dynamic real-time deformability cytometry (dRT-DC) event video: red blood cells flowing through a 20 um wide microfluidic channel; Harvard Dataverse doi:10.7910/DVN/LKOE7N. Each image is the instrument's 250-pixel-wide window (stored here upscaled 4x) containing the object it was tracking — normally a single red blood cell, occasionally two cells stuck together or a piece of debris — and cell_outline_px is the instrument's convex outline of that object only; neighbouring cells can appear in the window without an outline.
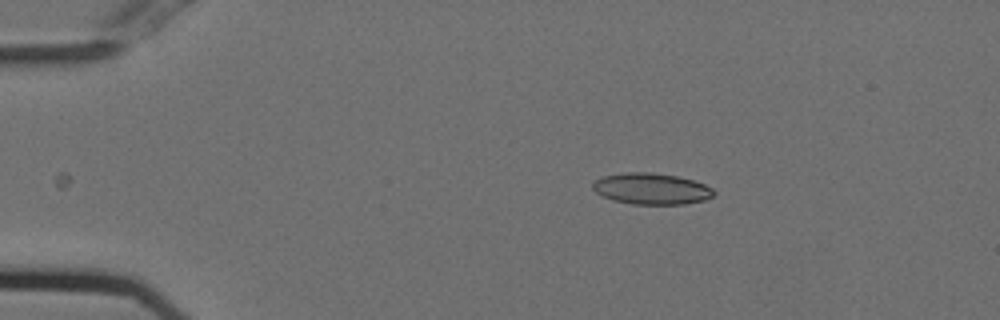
{"species": "Egyptian fruit bat (a non-hibernating species)", "species_latin": "Rousettus aegyptiacus", "temperature_condition": "cold", "stored_images_in_passage": 45, "camera_frame_rate_fps": 3000, "um_per_image_px": 0.085, "animal": {"sex": "female"}, "frame": {"image": 1, "passage_image": 1, "time_ms": 0.0, "image_size_px": [1000, 320], "cell_outline_px": [[716, 192], [712, 196], [704, 200], [684, 204], [632, 204], [612, 200], [596, 192], [592, 188], [592, 184], [596, 180], [604, 176], [624, 172], [652, 172], [676, 176], [692, 180], [704, 184], [712, 188]], "centroid_in_image_um": [55.37, 16.04], "position_along_channel_um": 29.6, "area_um2": 21.96}}
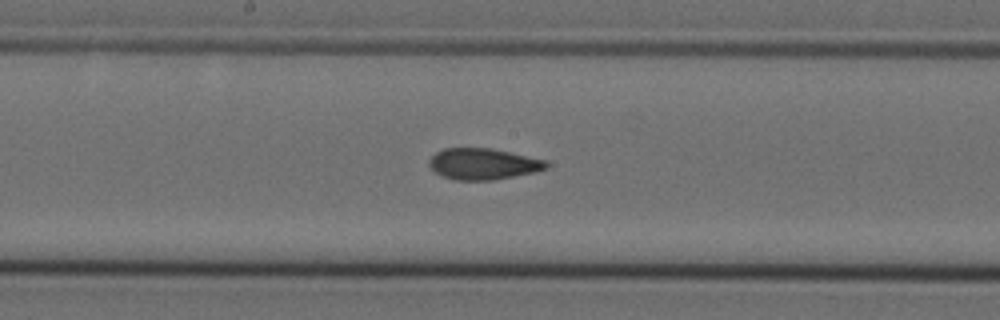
{"frame": {"image": 2, "passage_image": 20, "time_ms": 6.333, "image_size_px": [1000, 320], "cell_outline_px": [[548, 168], [536, 172], [492, 180], [456, 180], [444, 176], [436, 172], [428, 164], [428, 160], [436, 152], [444, 148], [492, 148], [548, 160]], "centroid_in_image_um": [41.1, 13.92], "position_along_channel_um": 207.1, "area_um2": 21.39}}
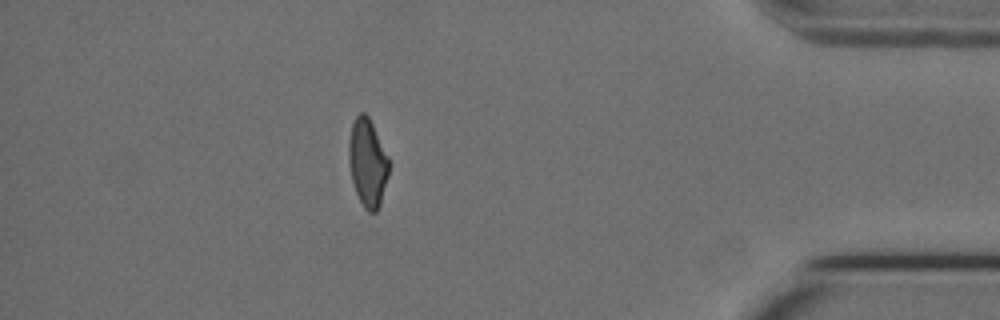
{"frame": {"image": 3, "passage_image": 39, "time_ms": 12.667, "image_size_px": [1000, 320], "cell_outline_px": [[388, 176], [380, 204], [376, 212], [368, 212], [364, 208], [356, 192], [352, 180], [348, 160], [348, 140], [352, 124], [356, 116], [360, 112], [364, 112], [368, 116], [388, 156]], "centroid_in_image_um": [31.22, 13.82], "position_along_channel_um": 404.0, "area_um2": 20.4}, "authors_computed_cell_mechanics": {"area_um2": 21.5016, "velocity_mm_per_s": 3.743, "shape_relaxation_time_tau1_ms": null, "shape_relaxation_time_tau2_ms": 1.8656, "deformation_change_tau1": null, "deformation_change_tau2": 0.0828}}